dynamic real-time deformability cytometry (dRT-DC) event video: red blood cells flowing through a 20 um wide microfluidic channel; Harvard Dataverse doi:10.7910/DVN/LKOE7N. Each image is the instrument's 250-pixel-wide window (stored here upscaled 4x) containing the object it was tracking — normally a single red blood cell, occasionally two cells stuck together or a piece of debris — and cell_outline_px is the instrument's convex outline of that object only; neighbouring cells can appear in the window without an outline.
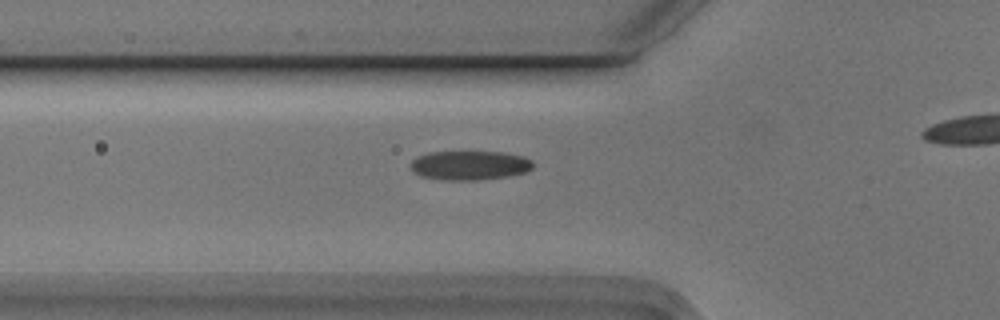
{"species": "Egyptian fruit bat (a non-hibernating species)", "species_latin": "Rousettus aegyptiacus", "temperature_condition": "cold", "stored_images_in_passage": 3, "camera_frame_rate_fps": 3000, "um_per_image_px": 0.085, "animal": {"sex": "male"}, "frame": {"image": 1, "passage_image": 3, "time_ms": 0.667, "image_size_px": [1000, 320], "cell_outline_px": [[532, 168], [524, 172], [508, 176], [476, 180], [444, 180], [420, 176], [412, 168], [412, 160], [416, 156], [428, 152], [504, 152], [524, 156], [532, 160]], "centroid_in_image_um": [39.93, 14.04], "position_along_channel_um": 85.9, "area_um2": 20.75}}